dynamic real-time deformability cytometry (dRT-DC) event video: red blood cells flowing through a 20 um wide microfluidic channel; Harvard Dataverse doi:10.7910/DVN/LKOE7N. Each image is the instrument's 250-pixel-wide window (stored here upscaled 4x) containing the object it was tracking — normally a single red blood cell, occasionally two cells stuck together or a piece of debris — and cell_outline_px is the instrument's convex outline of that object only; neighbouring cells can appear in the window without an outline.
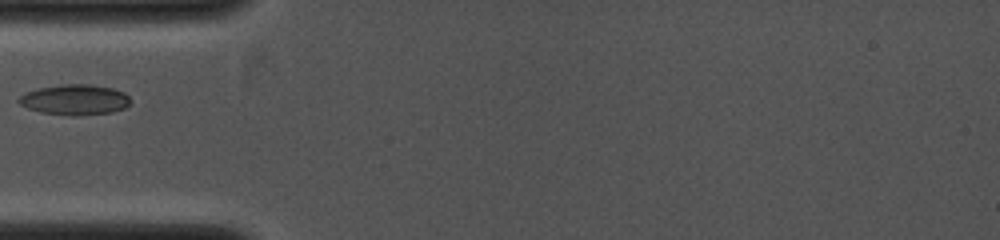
{"species": "common noctule bat (a hibernating species)", "species_latin": "Nyctalus noctula", "temperature_condition": "cold", "stored_images_in_passage": 21, "camera_frame_rate_fps": 4000, "um_per_image_px": 0.085, "animal": {"sex": "female", "body_mass_g": 19.0, "forearm_length_mm": 53.3}, "frame": {"image": 1, "passage_image": 1, "time_ms": 0.0, "image_size_px": [1000, 240], "cell_outline_px": [[132, 100], [124, 108], [112, 112], [76, 116], [72, 116], [40, 112], [28, 108], [20, 104], [16, 100], [20, 96], [28, 92], [40, 88], [64, 84], [88, 84], [112, 88], [124, 92]], "centroid_in_image_um": [6.37, 8.48], "position_along_channel_um": 78.6, "area_um2": 19.71}}